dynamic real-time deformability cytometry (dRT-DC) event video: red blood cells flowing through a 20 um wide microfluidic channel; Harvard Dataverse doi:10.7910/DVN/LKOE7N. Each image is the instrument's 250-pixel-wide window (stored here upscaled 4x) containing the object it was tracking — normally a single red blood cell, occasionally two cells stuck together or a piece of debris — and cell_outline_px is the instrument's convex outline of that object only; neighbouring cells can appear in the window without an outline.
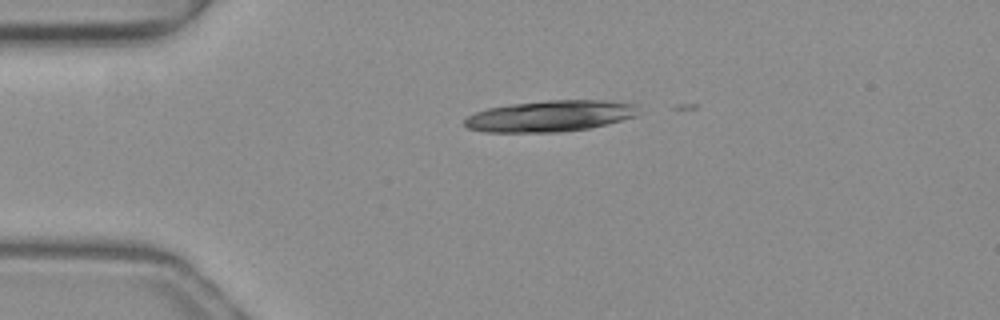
{"species": "common noctule bat (a hibernating species)", "species_latin": "Nyctalus noctula", "temperature_condition": "warm", "stored_images_in_passage": 3, "camera_frame_rate_fps": 3000, "um_per_image_px": 0.085, "animal": {"sex": "female", "body_mass_g": 19.3, "forearm_length_mm": 54.1}, "frame": {"image": 1, "passage_image": 1, "time_ms": 0.0, "image_size_px": [1000, 320], "cell_outline_px": [[636, 116], [588, 128], [560, 132], [484, 132], [468, 128], [464, 124], [464, 120], [468, 116], [476, 112], [488, 108], [508, 104], [548, 100], [604, 100], [636, 104]], "centroid_in_image_um": [46.7, 9.86], "position_along_channel_um": 38.3, "area_um2": 31.39}}